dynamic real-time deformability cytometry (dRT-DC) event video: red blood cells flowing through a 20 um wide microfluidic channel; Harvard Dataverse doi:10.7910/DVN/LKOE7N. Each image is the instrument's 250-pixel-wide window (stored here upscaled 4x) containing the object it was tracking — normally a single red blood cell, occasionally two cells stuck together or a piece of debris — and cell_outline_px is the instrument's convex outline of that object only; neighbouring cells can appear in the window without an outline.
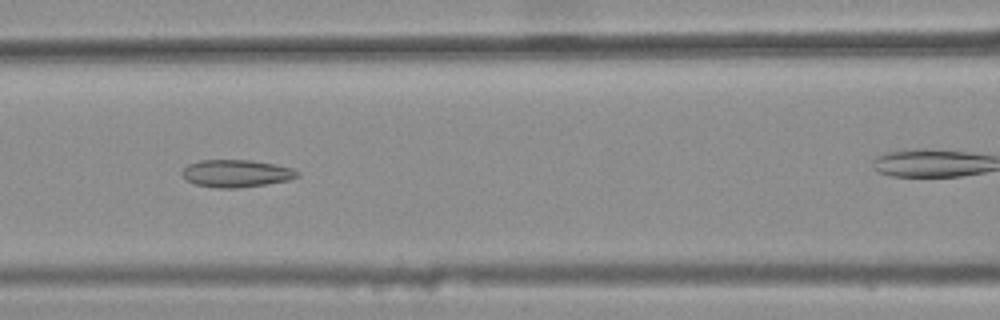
{"species": "common noctule bat (a hibernating species)", "species_latin": "Nyctalus noctula", "temperature_condition": "warm", "stored_images_in_passage": 40, "camera_frame_rate_fps": 3000, "um_per_image_px": 0.085, "animal": {"sex": "female", "body_mass_g": 25.1}, "frame": {"image": 1, "passage_image": 17, "time_ms": 5.333, "image_size_px": [1000, 320], "cell_outline_px": [[300, 176], [288, 180], [264, 184], [236, 188], [216, 188], [196, 184], [188, 180], [180, 172], [188, 164], [200, 160], [252, 160], [292, 168], [300, 172]], "centroid_in_image_um": [20.08, 14.73], "position_along_channel_um": 146.5, "area_um2": 18.26}}
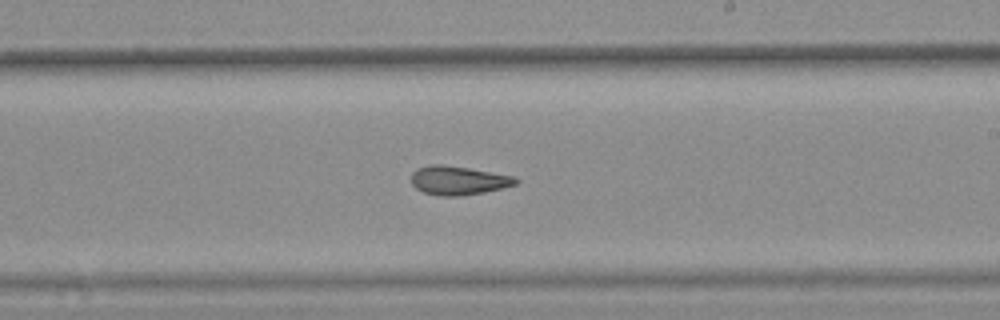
{"frame": {"image": 2, "passage_image": 25, "time_ms": 8.0, "image_size_px": [1000, 320], "cell_outline_px": [[520, 180], [516, 184], [484, 192], [460, 196], [440, 196], [424, 192], [416, 188], [412, 184], [412, 172], [416, 168], [432, 164], [440, 164], [468, 168], [516, 176]], "centroid_in_image_um": [38.96, 15.33], "position_along_channel_um": 250.0, "area_um2": 17.51}}
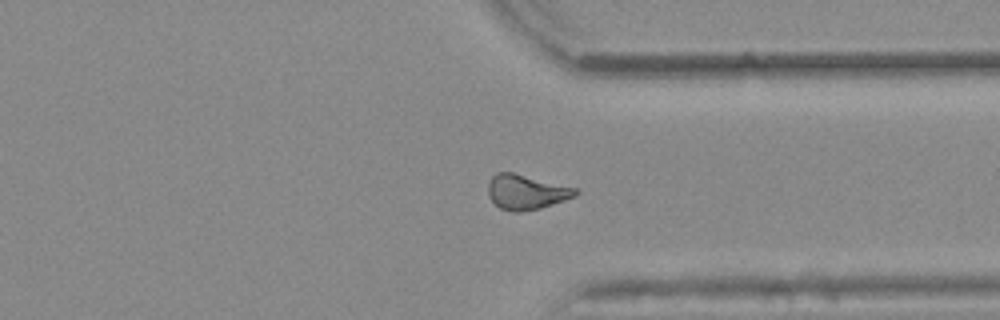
{"frame": {"image": 3, "passage_image": 34, "time_ms": 11.0, "image_size_px": [1000, 320], "cell_outline_px": [[580, 192], [576, 196], [540, 208], [520, 212], [512, 212], [500, 208], [488, 196], [488, 180], [496, 172], [512, 172], [576, 188]], "centroid_in_image_um": [44.7, 16.32], "position_along_channel_um": 366.7, "area_um2": 17.69}, "authors_computed_cell_mechanics": {"area_um2": 17.8891, "velocity_mm_per_s": 3.8923, "shape_relaxation_time_tau1_ms": null, "shape_relaxation_time_tau2_ms": 2.9456, "deformation_change_tau1": null, "deformation_change_tau2": 0.1026}}